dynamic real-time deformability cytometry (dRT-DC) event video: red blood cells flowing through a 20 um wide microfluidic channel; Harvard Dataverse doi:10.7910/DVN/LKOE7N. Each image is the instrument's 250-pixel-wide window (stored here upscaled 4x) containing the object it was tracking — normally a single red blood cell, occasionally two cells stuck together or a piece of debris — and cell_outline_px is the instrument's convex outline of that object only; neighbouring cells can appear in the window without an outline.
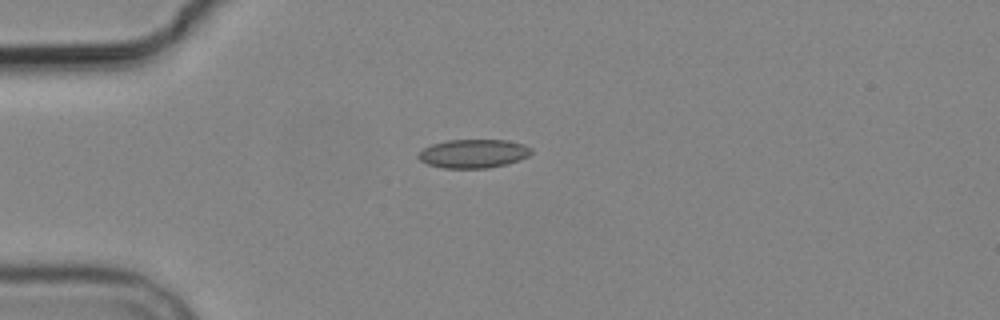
{"species": "common noctule bat (a hibernating species)", "species_latin": "Nyctalus noctula", "temperature_condition": "cold", "stored_images_in_passage": 4, "camera_frame_rate_fps": 3000, "um_per_image_px": 0.085, "animal": {"sex": "male", "body_mass_g": 19.2, "forearm_length_mm": 51.8}, "frame": {"image": 1, "passage_image": 1, "time_ms": 0.0, "image_size_px": [1000, 320], "cell_outline_px": [[532, 152], [528, 156], [520, 160], [488, 168], [444, 168], [428, 164], [420, 160], [416, 156], [424, 148], [432, 144], [448, 140], [508, 140], [524, 144], [532, 148]], "centroid_in_image_um": [40.25, 13.05], "position_along_channel_um": 44.7, "area_um2": 18.84}}
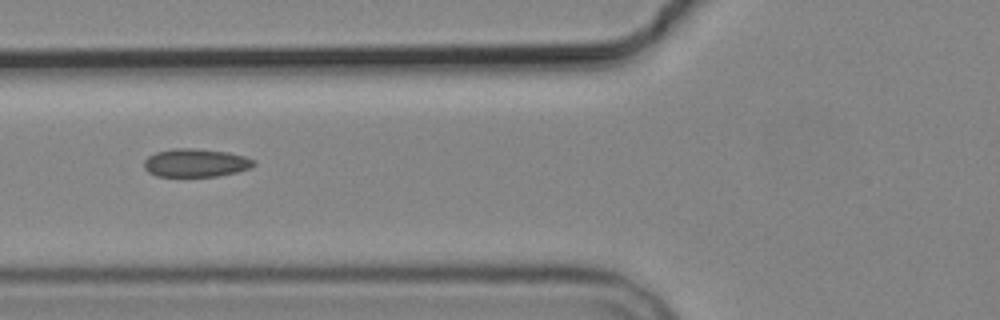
{"frame": {"image": 2, "passage_image": 3, "time_ms": 2.333, "image_size_px": [1000, 320], "cell_outline_px": [[256, 164], [248, 168], [236, 172], [216, 176], [156, 176], [148, 172], [144, 168], [144, 160], [148, 156], [156, 152], [172, 148], [196, 148], [228, 152], [244, 156], [256, 160]], "centroid_in_image_um": [16.62, 13.83], "position_along_channel_um": 109.2, "area_um2": 18.09}}
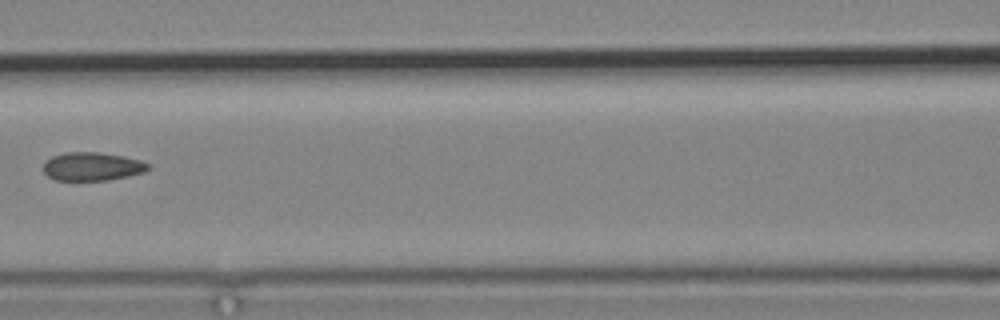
{"frame": {"image": 3, "passage_image": 4, "time_ms": 3.667, "image_size_px": [1000, 320], "cell_outline_px": [[152, 168], [144, 172], [128, 176], [108, 180], [56, 180], [48, 176], [44, 172], [44, 160], [52, 156], [64, 152], [100, 152], [124, 156], [140, 160], [152, 164]], "centroid_in_image_um": [7.87, 14.14], "position_along_channel_um": 158.7, "area_um2": 17.57}}